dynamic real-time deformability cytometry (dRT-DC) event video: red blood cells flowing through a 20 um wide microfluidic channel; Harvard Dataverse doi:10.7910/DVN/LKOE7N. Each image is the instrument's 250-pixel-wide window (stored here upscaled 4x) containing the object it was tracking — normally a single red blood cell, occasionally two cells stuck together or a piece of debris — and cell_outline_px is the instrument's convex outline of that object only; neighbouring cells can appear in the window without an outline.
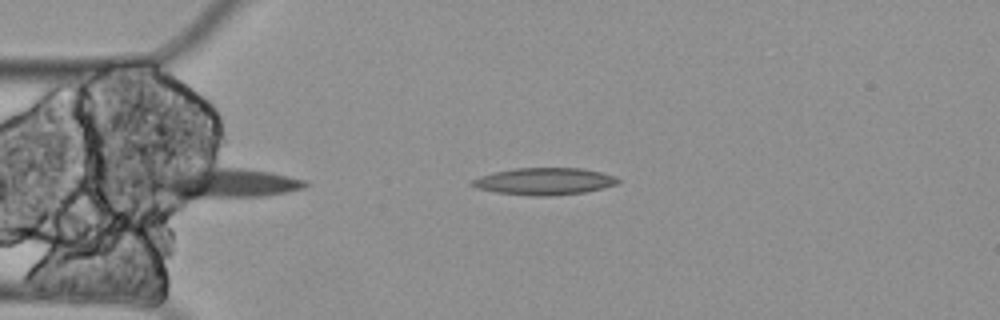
{"species": "Egyptian fruit bat (a non-hibernating species)", "species_latin": "Rousettus aegyptiacus", "temperature_condition": "cold", "stored_images_in_passage": 2, "camera_frame_rate_fps": 3000, "um_per_image_px": 0.085, "animal": {"sex": "female"}, "frame": {"image": 1, "passage_image": 2, "time_ms": 0.333, "image_size_px": [1000, 320], "cell_outline_px": [[620, 180], [616, 184], [604, 188], [584, 192], [548, 196], [532, 196], [496, 192], [476, 188], [468, 184], [472, 180], [480, 176], [512, 168], [580, 168], [600, 172], [616, 176]], "centroid_in_image_um": [46.25, 15.41], "position_along_channel_um": 38.7, "area_um2": 22.95}}